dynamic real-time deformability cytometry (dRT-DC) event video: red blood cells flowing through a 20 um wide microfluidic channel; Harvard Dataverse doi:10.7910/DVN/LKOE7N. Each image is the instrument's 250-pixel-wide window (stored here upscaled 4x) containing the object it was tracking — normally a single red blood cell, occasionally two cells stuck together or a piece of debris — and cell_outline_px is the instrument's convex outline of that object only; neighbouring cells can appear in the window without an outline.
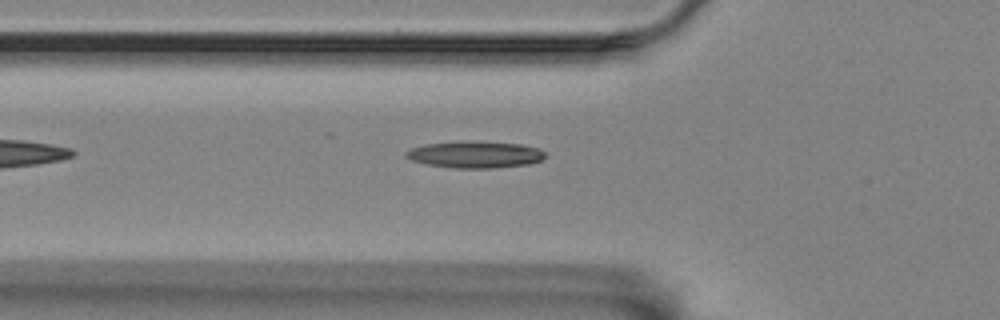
{"species": "Egyptian fruit bat (a non-hibernating species)", "species_latin": "Rousettus aegyptiacus", "temperature_condition": "room temperature", "stored_images_in_passage": 25, "camera_frame_rate_fps": 3000, "um_per_image_px": 0.085, "animal": {"sex": "female"}, "frame": {"image": 1, "passage_image": 3, "time_ms": 0.667, "image_size_px": [1000, 320], "cell_outline_px": [[548, 156], [540, 160], [528, 164], [492, 168], [456, 168], [428, 164], [412, 160], [404, 156], [404, 152], [412, 148], [424, 144], [464, 140], [476, 140], [524, 144], [540, 148]], "centroid_in_image_um": [40.41, 13.11], "position_along_channel_um": 85.4, "area_um2": 22.08}}
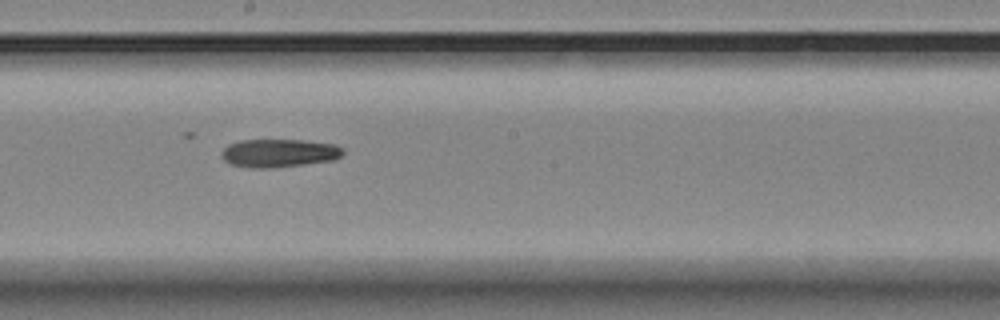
{"frame": {"image": 2, "passage_image": 15, "time_ms": 4.667, "image_size_px": [1000, 320], "cell_outline_px": [[344, 152], [340, 156], [332, 160], [272, 168], [252, 168], [232, 164], [224, 160], [220, 156], [220, 152], [228, 144], [240, 140], [304, 140], [336, 144], [344, 148]], "centroid_in_image_um": [23.7, 13.0], "position_along_channel_um": 224.5, "area_um2": 20.0}}
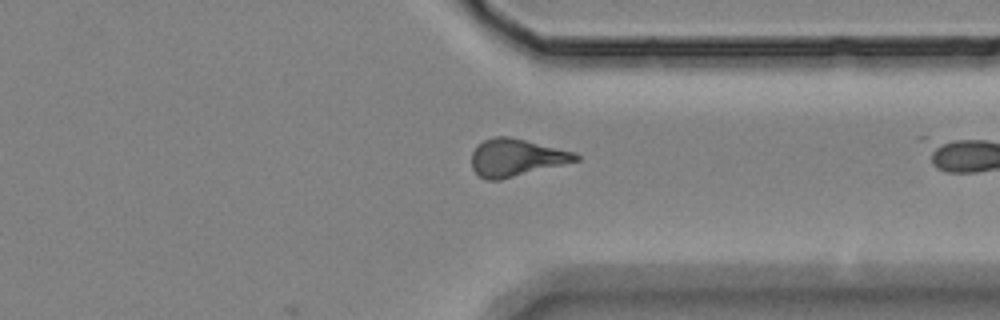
{"frame": {"image": 3, "passage_image": 24, "time_ms": 7.667, "image_size_px": [1000, 320], "cell_outline_px": [[580, 160], [500, 180], [488, 180], [480, 176], [472, 168], [472, 152], [476, 144], [492, 136], [508, 136], [576, 152], [580, 156]], "centroid_in_image_um": [43.87, 13.38], "position_along_channel_um": 367.5, "area_um2": 22.72}}